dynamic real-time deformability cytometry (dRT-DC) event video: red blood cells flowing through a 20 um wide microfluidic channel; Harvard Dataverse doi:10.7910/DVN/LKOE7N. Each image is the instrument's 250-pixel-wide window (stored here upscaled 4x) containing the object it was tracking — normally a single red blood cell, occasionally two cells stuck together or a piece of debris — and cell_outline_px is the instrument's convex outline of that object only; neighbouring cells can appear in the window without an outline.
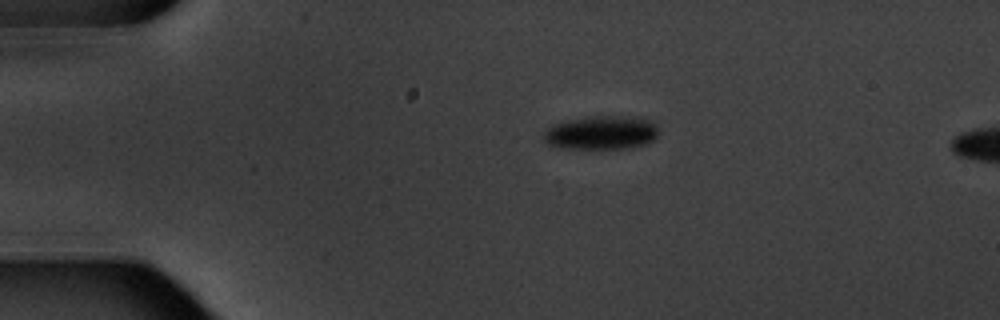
{"species": "common noctule bat (a hibernating species)", "species_latin": "Nyctalus noctula", "temperature_condition": "warm", "stored_images_in_passage": 5, "camera_frame_rate_fps": 3000, "um_per_image_px": 0.085, "animal": {"sex": "male", "body_mass_g": 20.1, "forearm_length_mm": 53.5}, "frame": {"image": 1, "passage_image": 4, "time_ms": 3.667, "image_size_px": [1000, 320], "cell_outline_px": [[656, 136], [652, 140], [644, 144], [624, 148], [556, 148], [548, 144], [544, 140], [544, 132], [552, 124], [568, 120], [588, 116], [636, 116], [648, 120], [656, 128]], "centroid_in_image_um": [51.05, 11.27], "position_along_channel_um": 34.0, "area_um2": 22.37}}